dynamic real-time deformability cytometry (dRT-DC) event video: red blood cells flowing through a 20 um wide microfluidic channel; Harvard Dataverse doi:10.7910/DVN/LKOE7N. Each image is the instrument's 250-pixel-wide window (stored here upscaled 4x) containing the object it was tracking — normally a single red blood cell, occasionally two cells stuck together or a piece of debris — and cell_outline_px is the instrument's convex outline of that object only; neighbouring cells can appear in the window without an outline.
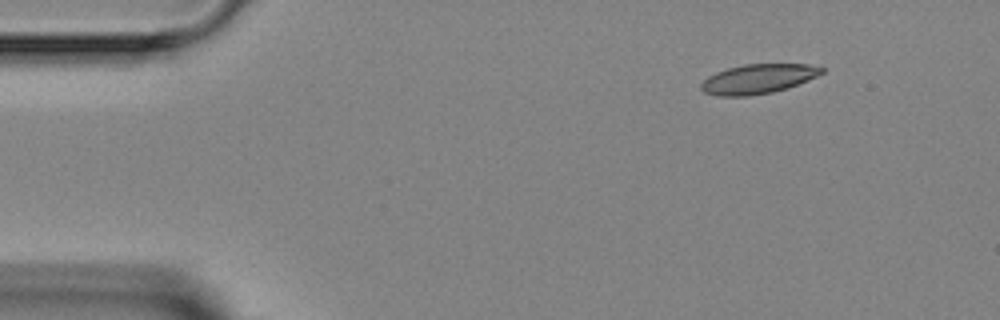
{"species": "Egyptian fruit bat (a non-hibernating species)", "species_latin": "Rousettus aegyptiacus", "temperature_condition": "room temperature", "stored_images_in_passage": 4, "camera_frame_rate_fps": 3000, "um_per_image_px": 0.085, "animal": {"sex": "female"}, "frame": {"image": 1, "passage_image": 1, "time_ms": 0.0, "image_size_px": [1000, 320], "cell_outline_px": [[828, 68], [824, 72], [808, 80], [788, 88], [772, 92], [748, 96], [716, 96], [704, 92], [700, 88], [700, 84], [708, 76], [716, 72], [728, 68], [744, 64], [808, 64]], "centroid_in_image_um": [64.45, 6.7], "position_along_channel_um": 20.6, "area_um2": 20.87}}